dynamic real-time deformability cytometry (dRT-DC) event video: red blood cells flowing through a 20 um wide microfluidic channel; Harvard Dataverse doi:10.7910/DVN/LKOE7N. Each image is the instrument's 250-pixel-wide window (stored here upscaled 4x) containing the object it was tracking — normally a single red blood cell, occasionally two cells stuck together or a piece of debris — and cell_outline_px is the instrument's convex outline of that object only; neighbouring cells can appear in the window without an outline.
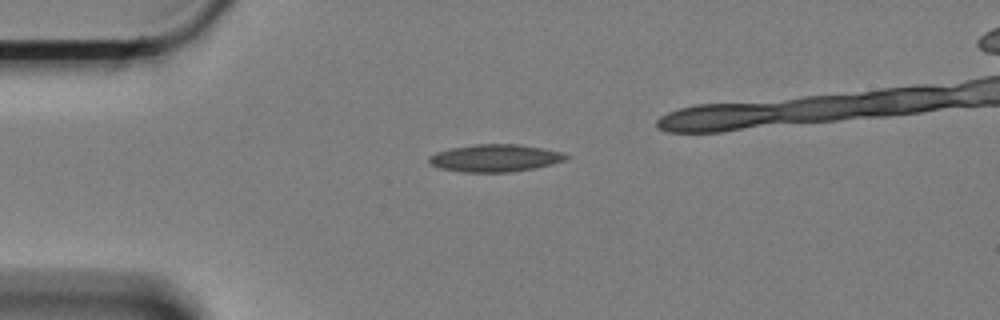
{"species": "Egyptian fruit bat (a non-hibernating species)", "species_latin": "Rousettus aegyptiacus", "temperature_condition": "cold", "stored_images_in_passage": 38, "camera_frame_rate_fps": 3000, "um_per_image_px": 0.085, "animal": {"sex": "female"}, "frame": {"image": 1, "passage_image": 1, "time_ms": 0.0, "image_size_px": [1000, 320], "cell_outline_px": [[568, 160], [552, 164], [532, 168], [508, 172], [464, 172], [440, 168], [428, 164], [428, 156], [436, 152], [452, 148], [476, 144], [520, 144], [544, 148], [564, 152], [568, 156]], "centroid_in_image_um": [42.09, 13.43], "position_along_channel_um": 42.9, "area_um2": 21.96}}
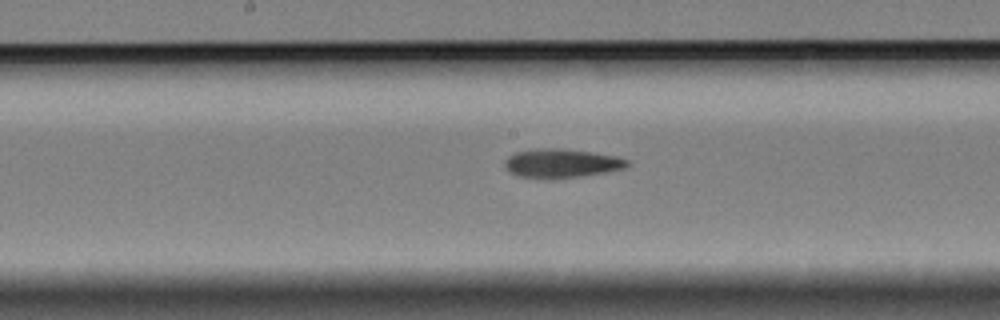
{"frame": {"image": 2, "passage_image": 17, "time_ms": 5.333, "image_size_px": [1000, 320], "cell_outline_px": [[628, 164], [624, 168], [604, 172], [580, 176], [552, 180], [516, 176], [508, 172], [504, 168], [504, 160], [508, 156], [516, 152], [544, 148], [560, 148], [592, 152], [616, 156], [628, 160]], "centroid_in_image_um": [47.65, 13.9], "position_along_channel_um": 200.6, "area_um2": 20.81}}
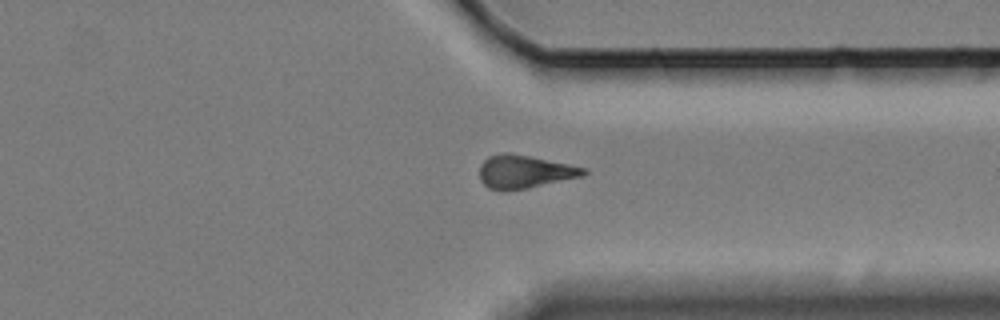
{"frame": {"image": 3, "passage_image": 32, "time_ms": 10.333, "image_size_px": [1000, 320], "cell_outline_px": [[588, 172], [584, 176], [524, 188], [488, 188], [480, 180], [480, 164], [488, 156], [504, 152], [512, 152], [588, 168]], "centroid_in_image_um": [44.61, 14.54], "position_along_channel_um": 366.8, "area_um2": 19.77}}